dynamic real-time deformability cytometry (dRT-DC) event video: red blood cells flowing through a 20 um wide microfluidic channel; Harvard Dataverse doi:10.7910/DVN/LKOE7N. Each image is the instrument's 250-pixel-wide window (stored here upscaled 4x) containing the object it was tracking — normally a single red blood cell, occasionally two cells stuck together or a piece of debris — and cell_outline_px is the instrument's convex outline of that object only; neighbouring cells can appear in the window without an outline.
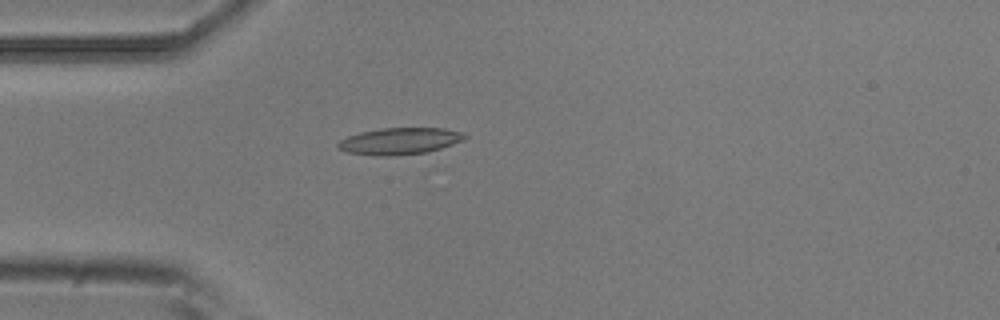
{"species": "common noctule bat (a hibernating species)", "species_latin": "Nyctalus noctula", "temperature_condition": "room temperature", "stored_images_in_passage": 4, "camera_frame_rate_fps": 3000, "um_per_image_px": 0.085, "animal": {"sex": "male", "body_mass_g": 20.5, "forearm_length_mm": 52.5}, "frame": {"image": 1, "passage_image": 4, "time_ms": 1.0, "image_size_px": [1000, 320], "cell_outline_px": [[468, 136], [464, 140], [428, 152], [388, 156], [376, 156], [344, 152], [336, 144], [340, 140], [348, 136], [360, 132], [380, 128], [444, 128], [464, 132]], "centroid_in_image_um": [33.97, 11.99], "position_along_channel_um": 51.0, "area_um2": 19.83}}